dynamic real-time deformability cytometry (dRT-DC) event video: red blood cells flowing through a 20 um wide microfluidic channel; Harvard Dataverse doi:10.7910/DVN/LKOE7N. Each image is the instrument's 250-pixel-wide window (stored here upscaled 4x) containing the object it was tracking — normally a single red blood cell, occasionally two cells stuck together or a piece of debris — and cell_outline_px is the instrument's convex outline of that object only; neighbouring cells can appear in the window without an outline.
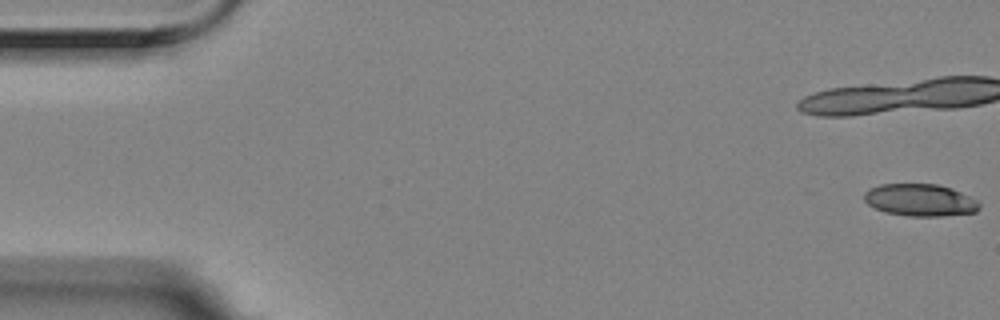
{"species": "Egyptian fruit bat (a non-hibernating species)", "species_latin": "Rousettus aegyptiacus", "temperature_condition": "room temperature", "stored_images_in_passage": 4, "camera_frame_rate_fps": 3000, "um_per_image_px": 0.085, "animal": {"sex": "female"}, "frame": {"image": 1, "passage_image": 1, "time_ms": 0.0, "image_size_px": [1000, 320], "cell_outline_px": [[980, 208], [976, 212], [944, 216], [908, 216], [884, 212], [868, 204], [864, 200], [864, 192], [868, 188], [880, 184], [936, 184], [952, 188], [976, 200], [980, 204]], "centroid_in_image_um": [78.19, 17.01], "position_along_channel_um": 6.8, "area_um2": 21.68}}